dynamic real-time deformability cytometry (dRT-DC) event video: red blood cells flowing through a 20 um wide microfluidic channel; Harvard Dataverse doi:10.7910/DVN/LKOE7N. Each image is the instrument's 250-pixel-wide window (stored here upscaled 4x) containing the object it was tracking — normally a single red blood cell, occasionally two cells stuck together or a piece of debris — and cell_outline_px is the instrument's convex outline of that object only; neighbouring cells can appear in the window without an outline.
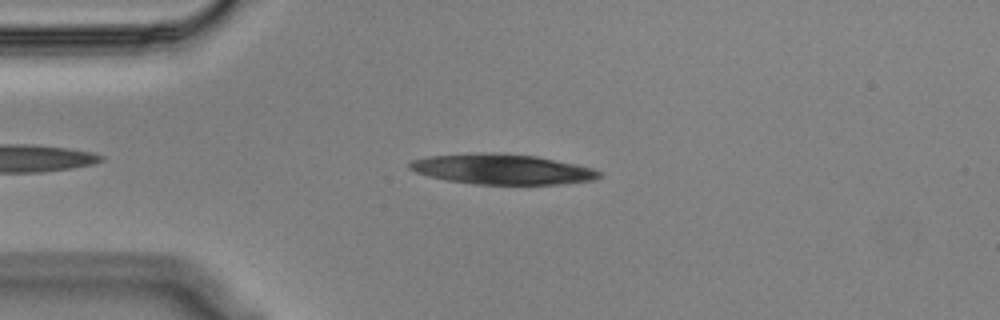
{"species": "Egyptian fruit bat (a non-hibernating species)", "species_latin": "Rousettus aegyptiacus", "temperature_condition": "cold", "stored_images_in_passage": 45, "camera_frame_rate_fps": 3000, "um_per_image_px": 0.085, "animal": {"sex": "male"}, "frame": {"image": 1, "passage_image": 7, "time_ms": 2.0, "image_size_px": [1000, 320], "cell_outline_px": [[604, 176], [592, 180], [560, 184], [472, 184], [448, 180], [428, 176], [416, 172], [408, 168], [408, 164], [412, 160], [432, 156], [480, 152], [496, 152], [536, 156], [576, 164], [592, 168], [600, 172]], "centroid_in_image_um": [42.68, 14.38], "position_along_channel_um": 42.3, "area_um2": 33.41}}